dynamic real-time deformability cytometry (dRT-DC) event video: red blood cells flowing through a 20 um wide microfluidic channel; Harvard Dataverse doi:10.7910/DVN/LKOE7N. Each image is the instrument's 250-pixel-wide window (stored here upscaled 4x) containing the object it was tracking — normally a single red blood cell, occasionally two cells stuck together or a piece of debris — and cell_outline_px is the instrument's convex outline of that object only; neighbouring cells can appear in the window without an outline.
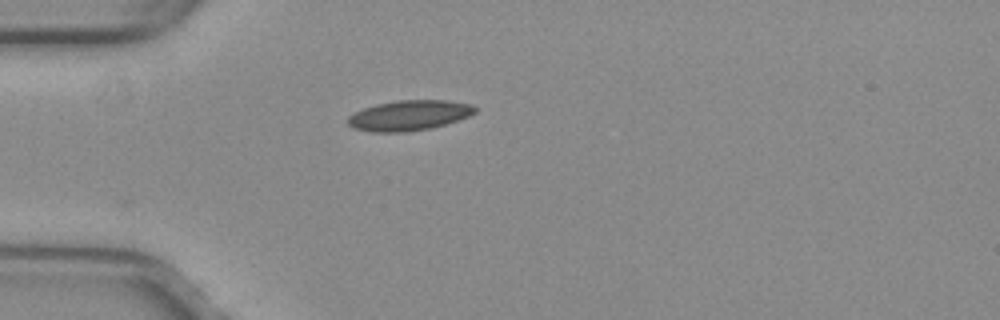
{"species": "common noctule bat (a hibernating species)", "species_latin": "Nyctalus noctula", "temperature_condition": "warm", "stored_images_in_passage": 29, "camera_frame_rate_fps": 3000, "um_per_image_px": 0.085, "animal": {"sex": "female", "body_mass_g": 29.2, "forearm_length_mm": 56.3}, "frame": {"image": 1, "passage_image": 1, "time_ms": 0.0, "image_size_px": [1000, 320], "cell_outline_px": [[476, 112], [468, 116], [444, 124], [428, 128], [408, 132], [372, 132], [352, 128], [348, 124], [348, 116], [364, 108], [376, 104], [396, 100], [448, 100], [472, 104], [476, 108]], "centroid_in_image_um": [34.75, 9.8], "position_along_channel_um": 50.2, "area_um2": 22.31}}
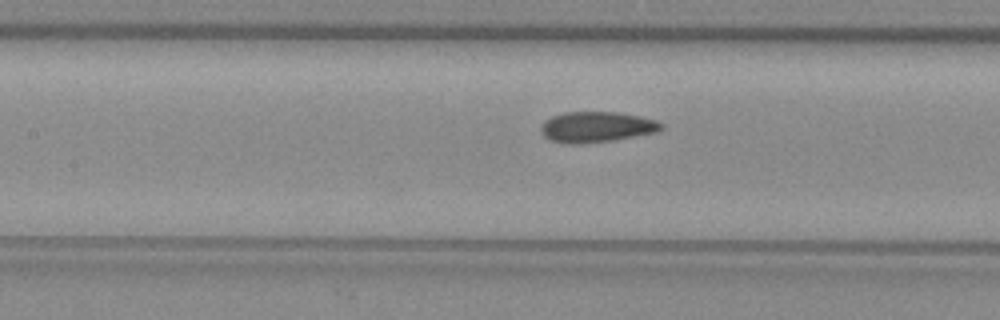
{"frame": {"image": 2, "passage_image": 10, "time_ms": 3.0, "image_size_px": [1000, 320], "cell_outline_px": [[664, 128], [656, 132], [612, 140], [584, 144], [564, 144], [548, 140], [540, 132], [540, 128], [544, 120], [552, 116], [564, 112], [620, 112], [640, 116], [656, 120], [664, 124]], "centroid_in_image_um": [50.67, 10.8], "position_along_channel_um": 156.7, "area_um2": 21.79}}
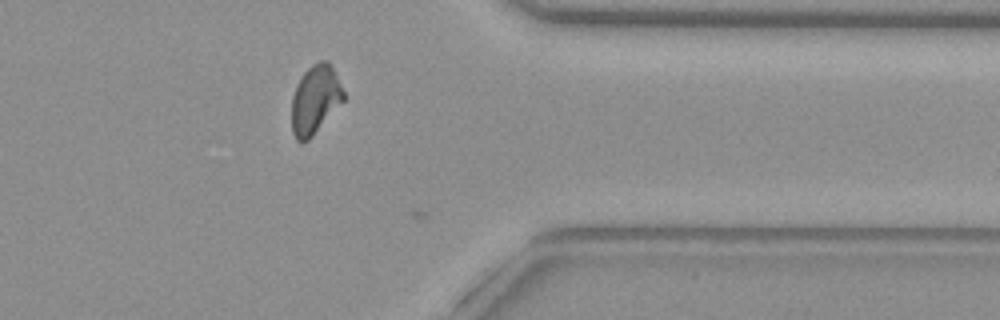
{"frame": {"image": 3, "passage_image": 28, "time_ms": 9.0, "image_size_px": [1000, 320], "cell_outline_px": [[344, 100], [312, 136], [308, 140], [300, 144], [296, 140], [292, 132], [292, 96], [296, 84], [304, 72], [312, 64], [320, 60], [328, 60], [344, 92]], "centroid_in_image_um": [26.76, 8.48], "position_along_channel_um": 384.6, "area_um2": 20.63}, "authors_computed_cell_mechanics": {"area_um2": 21.2704, "velocity_mm_per_s": 3.9998, "shape_relaxation_time_tau1_ms": null, "shape_relaxation_time_tau2_ms": 1.3027, "deformation_change_tau1": null, "deformation_change_tau2": 0.0639}}